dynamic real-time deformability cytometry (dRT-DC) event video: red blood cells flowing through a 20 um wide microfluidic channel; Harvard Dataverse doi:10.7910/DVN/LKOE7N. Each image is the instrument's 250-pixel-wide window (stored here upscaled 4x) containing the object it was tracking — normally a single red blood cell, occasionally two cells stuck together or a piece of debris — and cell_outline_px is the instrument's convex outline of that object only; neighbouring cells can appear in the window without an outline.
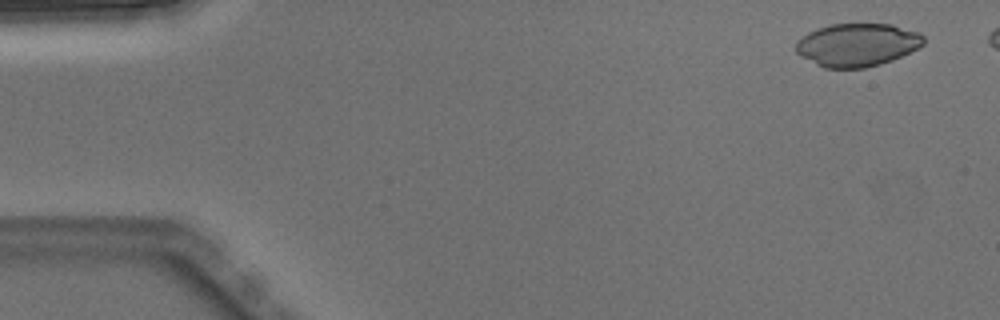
{"species": "Egyptian fruit bat (a non-hibernating species)", "species_latin": "Rousettus aegyptiacus", "temperature_condition": "warm", "stored_images_in_passage": 4, "camera_frame_rate_fps": 3000, "um_per_image_px": 0.085, "animal": {"sex": "male"}, "frame": {"image": 1, "passage_image": 1, "time_ms": 0.0, "image_size_px": [1000, 320], "cell_outline_px": [[924, 44], [892, 60], [880, 64], [864, 68], [824, 68], [800, 56], [796, 52], [796, 40], [808, 32], [816, 28], [832, 24], [892, 24], [920, 32], [924, 36]], "centroid_in_image_um": [72.84, 3.8], "position_along_channel_um": 12.2, "area_um2": 32.08}}